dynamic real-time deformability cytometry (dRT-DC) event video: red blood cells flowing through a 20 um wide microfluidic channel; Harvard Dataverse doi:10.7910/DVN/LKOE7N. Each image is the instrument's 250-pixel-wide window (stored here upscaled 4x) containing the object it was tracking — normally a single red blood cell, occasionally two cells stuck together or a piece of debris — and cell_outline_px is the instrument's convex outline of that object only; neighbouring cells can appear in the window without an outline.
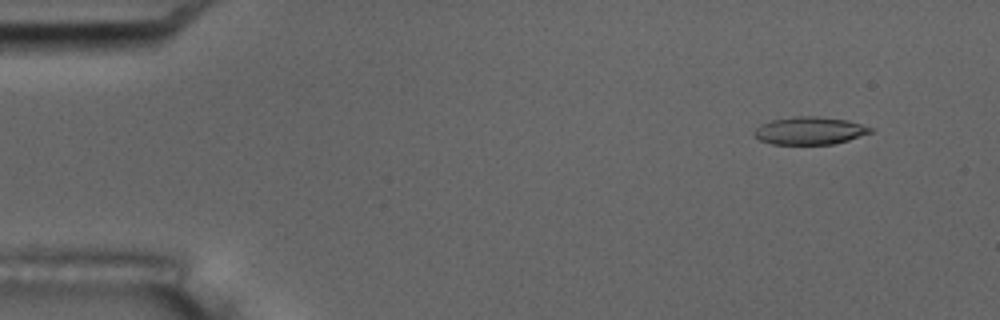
{"species": "common noctule bat (a hibernating species)", "species_latin": "Nyctalus noctula", "temperature_condition": "room temperature", "stored_images_in_passage": 5, "camera_frame_rate_fps": 3000, "um_per_image_px": 0.085, "animal": {"sex": "male", "body_mass_g": 17.5, "forearm_length_mm": 52.3}, "frame": {"image": 1, "passage_image": 2, "time_ms": 1.333, "image_size_px": [1000, 320], "cell_outline_px": [[872, 132], [848, 140], [832, 144], [772, 144], [760, 140], [752, 132], [760, 124], [772, 120], [796, 116], [816, 116], [848, 120], [872, 128]], "centroid_in_image_um": [68.8, 11.1], "position_along_channel_um": 16.2, "area_um2": 18.61}}